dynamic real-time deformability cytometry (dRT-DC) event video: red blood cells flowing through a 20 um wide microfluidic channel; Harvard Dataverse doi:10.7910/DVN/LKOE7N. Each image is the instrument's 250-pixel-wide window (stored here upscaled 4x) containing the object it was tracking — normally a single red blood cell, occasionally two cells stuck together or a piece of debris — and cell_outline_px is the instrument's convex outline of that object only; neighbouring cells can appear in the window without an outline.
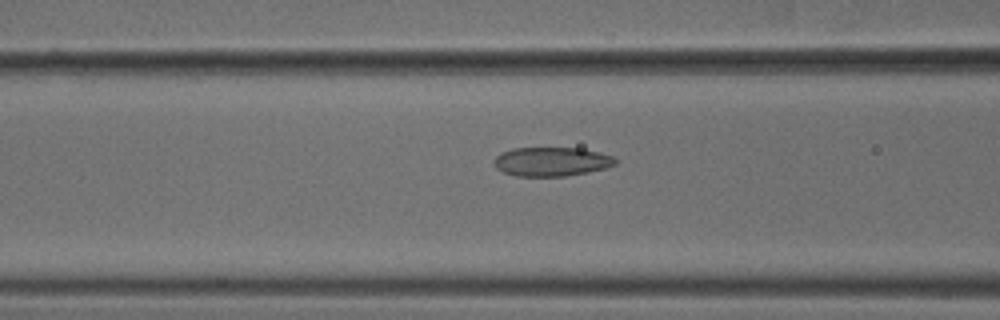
{"species": "common noctule bat (a hibernating species)", "species_latin": "Nyctalus noctula", "temperature_condition": "cold", "stored_images_in_passage": 54, "camera_frame_rate_fps": 3000, "um_per_image_px": 0.085, "animal": {"sex": "male", "body_mass_g": 18.8}, "frame": {"image": 1, "passage_image": 22, "time_ms": 7.0, "image_size_px": [1000, 320], "cell_outline_px": [[616, 164], [604, 168], [588, 172], [564, 176], [516, 176], [504, 172], [496, 168], [496, 156], [500, 152], [512, 148], [580, 148], [600, 152], [612, 156], [616, 160]], "centroid_in_image_um": [46.88, 13.73], "position_along_channel_um": 119.7, "area_um2": 20.4}}
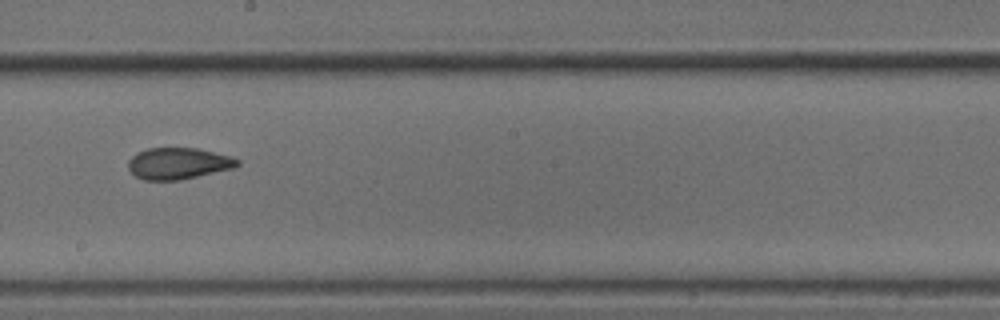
{"frame": {"image": 2, "passage_image": 31, "time_ms": 10.0, "image_size_px": [1000, 320], "cell_outline_px": [[240, 164], [232, 168], [180, 180], [144, 180], [136, 176], [128, 168], [128, 160], [136, 152], [148, 148], [196, 148], [232, 156], [240, 160]], "centroid_in_image_um": [15.14, 13.88], "position_along_channel_um": 233.1, "area_um2": 20.0}}
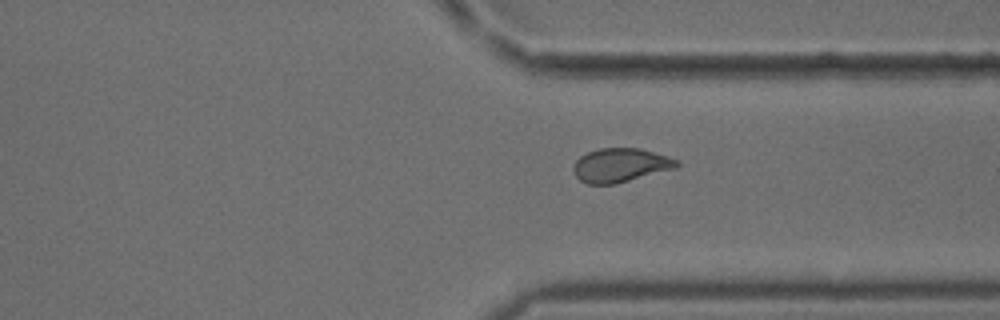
{"frame": {"image": 3, "passage_image": 41, "time_ms": 13.333, "image_size_px": [1000, 320], "cell_outline_px": [[680, 164], [676, 168], [616, 184], [588, 184], [580, 180], [576, 176], [572, 168], [576, 160], [580, 156], [588, 152], [600, 148], [640, 148], [668, 156], [680, 160]], "centroid_in_image_um": [52.76, 14.04], "position_along_channel_um": 358.6, "area_um2": 20.52}, "authors_computed_cell_mechanics": {"area_um2": 20.6057, "velocity_mm_per_s": 3.7706, "shape_relaxation_time_tau1_ms": null, "shape_relaxation_time_tau2_ms": 1.3897, "deformation_change_tau1": null, "deformation_change_tau2": 0.0697}}